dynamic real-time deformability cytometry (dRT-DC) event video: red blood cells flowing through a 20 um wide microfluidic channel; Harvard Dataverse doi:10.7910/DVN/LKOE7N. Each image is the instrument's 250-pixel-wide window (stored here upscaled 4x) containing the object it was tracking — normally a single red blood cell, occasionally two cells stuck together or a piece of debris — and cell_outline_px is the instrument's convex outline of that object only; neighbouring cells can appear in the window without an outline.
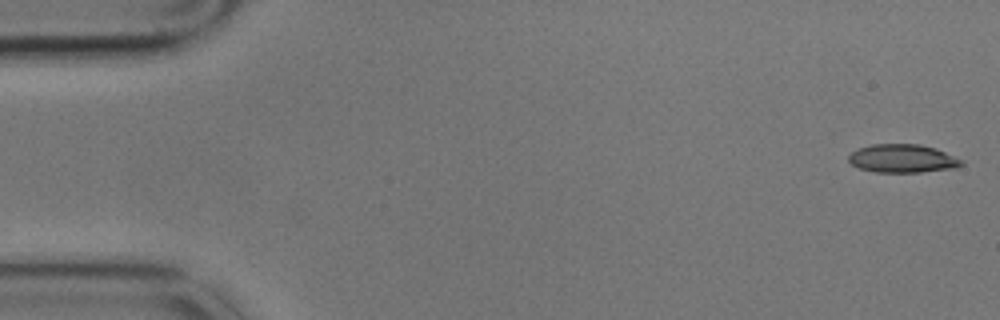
{"species": "common noctule bat (a hibernating species)", "species_latin": "Nyctalus noctula", "temperature_condition": "cold", "stored_images_in_passage": 58, "camera_frame_rate_fps": 3000, "um_per_image_px": 0.085, "animal": {"sex": "male", "body_mass_g": 17.9}, "frame": {"image": 1, "passage_image": 1, "time_ms": 0.0, "image_size_px": [1000, 320], "cell_outline_px": [[964, 164], [956, 168], [920, 172], [876, 172], [860, 168], [852, 164], [848, 160], [848, 156], [852, 152], [860, 148], [872, 144], [920, 144], [936, 148], [964, 160]], "centroid_in_image_um": [76.76, 13.47], "position_along_channel_um": 8.2, "area_um2": 18.67}}
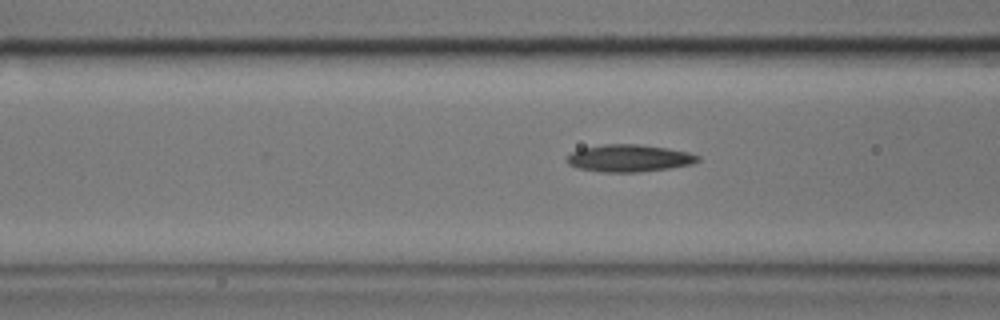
{"frame": {"image": 2, "passage_image": 21, "time_ms": 6.667, "image_size_px": [1000, 320], "cell_outline_px": [[700, 160], [692, 164], [668, 168], [640, 172], [600, 172], [576, 168], [568, 164], [564, 160], [572, 152], [580, 148], [604, 144], [636, 144], [668, 148], [688, 152], [700, 156]], "centroid_in_image_um": [53.44, 13.45], "position_along_channel_um": 113.2, "area_um2": 20.92}}
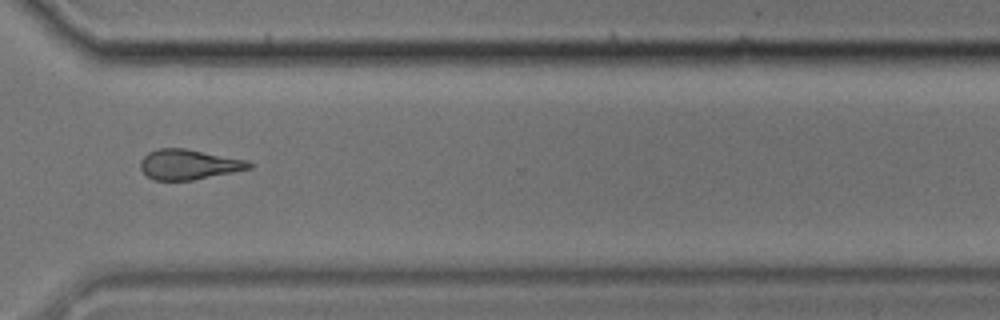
{"frame": {"image": 3, "passage_image": 42, "time_ms": 13.667, "image_size_px": [1000, 320], "cell_outline_px": [[252, 168], [192, 180], [152, 180], [140, 168], [140, 160], [148, 152], [160, 148], [184, 148], [248, 160], [252, 164]], "centroid_in_image_um": [16.03, 13.97], "position_along_channel_um": 354.6, "area_um2": 18.96}, "authors_computed_cell_mechanics": {"area_um2": 18.9873, "velocity_mm_per_s": 3.4489, "shape_relaxation_time_tau1_ms": null, "shape_relaxation_time_tau2_ms": 8.2838, "deformation_change_tau1": null, "deformation_change_tau2": 0.1925}}